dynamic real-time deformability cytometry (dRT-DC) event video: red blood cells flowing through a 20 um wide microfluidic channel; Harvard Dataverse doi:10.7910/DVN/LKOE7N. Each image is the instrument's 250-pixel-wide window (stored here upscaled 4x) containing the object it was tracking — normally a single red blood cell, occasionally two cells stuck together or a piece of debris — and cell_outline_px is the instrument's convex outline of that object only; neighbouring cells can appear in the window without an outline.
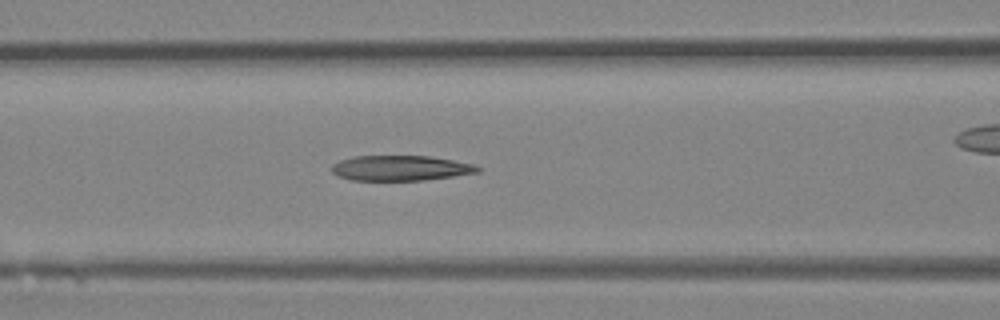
{"species": "Egyptian fruit bat (a non-hibernating species)", "species_latin": "Rousettus aegyptiacus", "temperature_condition": "room temperature", "stored_images_in_passage": 28, "camera_frame_rate_fps": 3000, "um_per_image_px": 0.085, "animal": {"sex": "female"}, "frame": {"image": 1, "passage_image": 7, "time_ms": 2.0, "image_size_px": [1000, 320], "cell_outline_px": [[480, 172], [424, 180], [352, 180], [336, 176], [332, 172], [332, 164], [340, 160], [352, 156], [432, 156], [476, 164], [480, 168]], "centroid_in_image_um": [34.04, 14.28], "position_along_channel_um": 132.6, "area_um2": 21.56}}
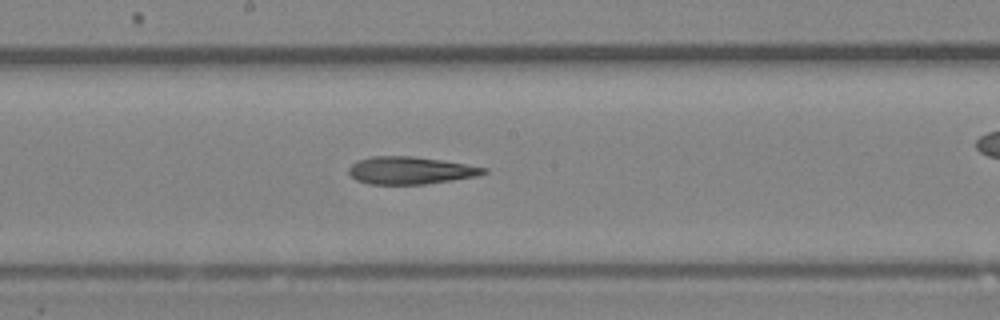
{"frame": {"image": 2, "passage_image": 12, "time_ms": 3.667, "image_size_px": [1000, 320], "cell_outline_px": [[488, 172], [480, 176], [424, 184], [368, 184], [356, 180], [348, 172], [348, 168], [356, 160], [372, 156], [412, 156], [440, 160], [488, 168]], "centroid_in_image_um": [34.87, 14.49], "position_along_channel_um": 213.3, "area_um2": 21.62}}
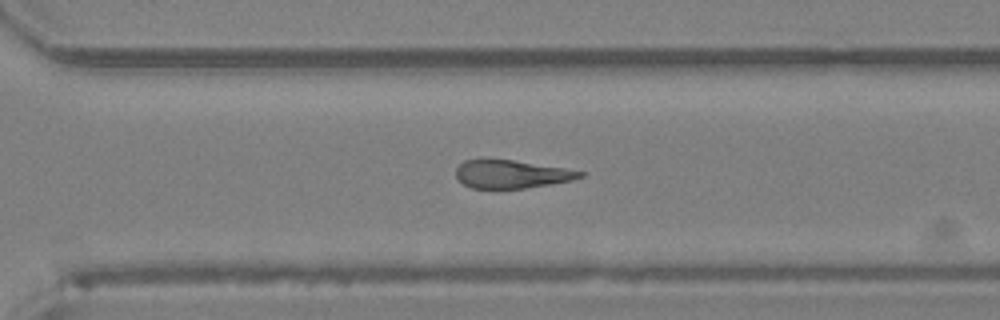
{"frame": {"image": 3, "passage_image": 19, "time_ms": 6.0, "image_size_px": [1000, 320], "cell_outline_px": [[584, 176], [572, 180], [552, 184], [524, 188], [472, 188], [464, 184], [456, 176], [456, 168], [464, 160], [484, 156], [488, 156], [564, 168], [584, 172]], "centroid_in_image_um": [43.41, 14.76], "position_along_channel_um": 327.2, "area_um2": 20.81}}